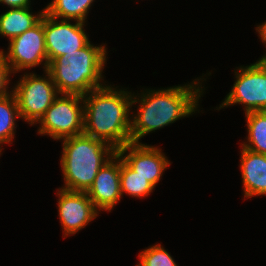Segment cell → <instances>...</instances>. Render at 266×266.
I'll return each mask as SVG.
<instances>
[{
	"label": "cell",
	"mask_w": 266,
	"mask_h": 266,
	"mask_svg": "<svg viewBox=\"0 0 266 266\" xmlns=\"http://www.w3.org/2000/svg\"><path fill=\"white\" fill-rule=\"evenodd\" d=\"M8 53L0 51L11 73L20 72L44 64L48 69V57L44 38V14L41 20L31 29L9 40Z\"/></svg>",
	"instance_id": "obj_8"
},
{
	"label": "cell",
	"mask_w": 266,
	"mask_h": 266,
	"mask_svg": "<svg viewBox=\"0 0 266 266\" xmlns=\"http://www.w3.org/2000/svg\"><path fill=\"white\" fill-rule=\"evenodd\" d=\"M105 46H94L90 42L72 54L53 59L47 71L60 94L84 96L95 88L103 87L102 71L106 62Z\"/></svg>",
	"instance_id": "obj_4"
},
{
	"label": "cell",
	"mask_w": 266,
	"mask_h": 266,
	"mask_svg": "<svg viewBox=\"0 0 266 266\" xmlns=\"http://www.w3.org/2000/svg\"><path fill=\"white\" fill-rule=\"evenodd\" d=\"M127 151L128 154H125ZM117 154L133 171L155 187L164 170L171 164L159 148L147 144L131 142L119 148Z\"/></svg>",
	"instance_id": "obj_11"
},
{
	"label": "cell",
	"mask_w": 266,
	"mask_h": 266,
	"mask_svg": "<svg viewBox=\"0 0 266 266\" xmlns=\"http://www.w3.org/2000/svg\"><path fill=\"white\" fill-rule=\"evenodd\" d=\"M240 159L245 198L266 195V154L242 147Z\"/></svg>",
	"instance_id": "obj_13"
},
{
	"label": "cell",
	"mask_w": 266,
	"mask_h": 266,
	"mask_svg": "<svg viewBox=\"0 0 266 266\" xmlns=\"http://www.w3.org/2000/svg\"><path fill=\"white\" fill-rule=\"evenodd\" d=\"M20 117L16 97L12 91L0 98V146L14 139L15 121ZM0 151L2 148L0 147Z\"/></svg>",
	"instance_id": "obj_17"
},
{
	"label": "cell",
	"mask_w": 266,
	"mask_h": 266,
	"mask_svg": "<svg viewBox=\"0 0 266 266\" xmlns=\"http://www.w3.org/2000/svg\"><path fill=\"white\" fill-rule=\"evenodd\" d=\"M136 266H178L171 255L160 244L151 246L139 254Z\"/></svg>",
	"instance_id": "obj_19"
},
{
	"label": "cell",
	"mask_w": 266,
	"mask_h": 266,
	"mask_svg": "<svg viewBox=\"0 0 266 266\" xmlns=\"http://www.w3.org/2000/svg\"><path fill=\"white\" fill-rule=\"evenodd\" d=\"M256 31L259 33L260 39L264 44H266V22L256 27ZM258 61L266 62V54L261 57Z\"/></svg>",
	"instance_id": "obj_22"
},
{
	"label": "cell",
	"mask_w": 266,
	"mask_h": 266,
	"mask_svg": "<svg viewBox=\"0 0 266 266\" xmlns=\"http://www.w3.org/2000/svg\"><path fill=\"white\" fill-rule=\"evenodd\" d=\"M197 80L200 79L184 86L161 90L149 89L146 93L143 91L138 98L133 94L132 105L140 103V106L138 115L131 120V142L140 143L139 140L146 134L195 113L203 91L202 85H199L200 81Z\"/></svg>",
	"instance_id": "obj_1"
},
{
	"label": "cell",
	"mask_w": 266,
	"mask_h": 266,
	"mask_svg": "<svg viewBox=\"0 0 266 266\" xmlns=\"http://www.w3.org/2000/svg\"><path fill=\"white\" fill-rule=\"evenodd\" d=\"M30 11V7L10 8L1 14L0 34L12 40L35 26L45 13V10H42L37 15H33Z\"/></svg>",
	"instance_id": "obj_14"
},
{
	"label": "cell",
	"mask_w": 266,
	"mask_h": 266,
	"mask_svg": "<svg viewBox=\"0 0 266 266\" xmlns=\"http://www.w3.org/2000/svg\"><path fill=\"white\" fill-rule=\"evenodd\" d=\"M87 195L99 211H110L121 199L120 190V156L116 154L96 175Z\"/></svg>",
	"instance_id": "obj_12"
},
{
	"label": "cell",
	"mask_w": 266,
	"mask_h": 266,
	"mask_svg": "<svg viewBox=\"0 0 266 266\" xmlns=\"http://www.w3.org/2000/svg\"><path fill=\"white\" fill-rule=\"evenodd\" d=\"M84 134L104 140L116 150L131 143V92L107 85L83 96Z\"/></svg>",
	"instance_id": "obj_2"
},
{
	"label": "cell",
	"mask_w": 266,
	"mask_h": 266,
	"mask_svg": "<svg viewBox=\"0 0 266 266\" xmlns=\"http://www.w3.org/2000/svg\"><path fill=\"white\" fill-rule=\"evenodd\" d=\"M10 74V68L0 53V98L5 97L9 94V91L7 90L10 80Z\"/></svg>",
	"instance_id": "obj_20"
},
{
	"label": "cell",
	"mask_w": 266,
	"mask_h": 266,
	"mask_svg": "<svg viewBox=\"0 0 266 266\" xmlns=\"http://www.w3.org/2000/svg\"><path fill=\"white\" fill-rule=\"evenodd\" d=\"M61 95L54 99L37 122L41 124L38 130L40 135L47 134L53 139L61 140L84 133L83 96Z\"/></svg>",
	"instance_id": "obj_5"
},
{
	"label": "cell",
	"mask_w": 266,
	"mask_h": 266,
	"mask_svg": "<svg viewBox=\"0 0 266 266\" xmlns=\"http://www.w3.org/2000/svg\"><path fill=\"white\" fill-rule=\"evenodd\" d=\"M30 0H0V3L7 4L10 8L30 7Z\"/></svg>",
	"instance_id": "obj_21"
},
{
	"label": "cell",
	"mask_w": 266,
	"mask_h": 266,
	"mask_svg": "<svg viewBox=\"0 0 266 266\" xmlns=\"http://www.w3.org/2000/svg\"><path fill=\"white\" fill-rule=\"evenodd\" d=\"M45 75L47 77L42 78L35 73H25L12 90L20 117L31 126L37 124L59 94L51 74L46 70Z\"/></svg>",
	"instance_id": "obj_6"
},
{
	"label": "cell",
	"mask_w": 266,
	"mask_h": 266,
	"mask_svg": "<svg viewBox=\"0 0 266 266\" xmlns=\"http://www.w3.org/2000/svg\"><path fill=\"white\" fill-rule=\"evenodd\" d=\"M61 168L64 185L61 189L87 192L98 171L117 150L104 140L80 134L62 140Z\"/></svg>",
	"instance_id": "obj_3"
},
{
	"label": "cell",
	"mask_w": 266,
	"mask_h": 266,
	"mask_svg": "<svg viewBox=\"0 0 266 266\" xmlns=\"http://www.w3.org/2000/svg\"><path fill=\"white\" fill-rule=\"evenodd\" d=\"M154 187L152 183L133 171L120 158V190L122 196L123 193H126L132 197H145L152 192Z\"/></svg>",
	"instance_id": "obj_18"
},
{
	"label": "cell",
	"mask_w": 266,
	"mask_h": 266,
	"mask_svg": "<svg viewBox=\"0 0 266 266\" xmlns=\"http://www.w3.org/2000/svg\"><path fill=\"white\" fill-rule=\"evenodd\" d=\"M94 0H52L45 8V12L54 18L74 20L85 23L87 14Z\"/></svg>",
	"instance_id": "obj_15"
},
{
	"label": "cell",
	"mask_w": 266,
	"mask_h": 266,
	"mask_svg": "<svg viewBox=\"0 0 266 266\" xmlns=\"http://www.w3.org/2000/svg\"><path fill=\"white\" fill-rule=\"evenodd\" d=\"M83 26L84 23L78 21L74 24L69 20L60 22L57 18L44 13V38L48 64L56 57L72 54L90 42Z\"/></svg>",
	"instance_id": "obj_9"
},
{
	"label": "cell",
	"mask_w": 266,
	"mask_h": 266,
	"mask_svg": "<svg viewBox=\"0 0 266 266\" xmlns=\"http://www.w3.org/2000/svg\"><path fill=\"white\" fill-rule=\"evenodd\" d=\"M245 116L249 143L244 142L241 147L266 154V111L249 112Z\"/></svg>",
	"instance_id": "obj_16"
},
{
	"label": "cell",
	"mask_w": 266,
	"mask_h": 266,
	"mask_svg": "<svg viewBox=\"0 0 266 266\" xmlns=\"http://www.w3.org/2000/svg\"><path fill=\"white\" fill-rule=\"evenodd\" d=\"M58 214L64 237L83 229L98 216V210L87 195V192L58 190Z\"/></svg>",
	"instance_id": "obj_10"
},
{
	"label": "cell",
	"mask_w": 266,
	"mask_h": 266,
	"mask_svg": "<svg viewBox=\"0 0 266 266\" xmlns=\"http://www.w3.org/2000/svg\"><path fill=\"white\" fill-rule=\"evenodd\" d=\"M236 81L224 102L217 108L243 104L245 114L266 111V62L257 61L235 71Z\"/></svg>",
	"instance_id": "obj_7"
}]
</instances>
